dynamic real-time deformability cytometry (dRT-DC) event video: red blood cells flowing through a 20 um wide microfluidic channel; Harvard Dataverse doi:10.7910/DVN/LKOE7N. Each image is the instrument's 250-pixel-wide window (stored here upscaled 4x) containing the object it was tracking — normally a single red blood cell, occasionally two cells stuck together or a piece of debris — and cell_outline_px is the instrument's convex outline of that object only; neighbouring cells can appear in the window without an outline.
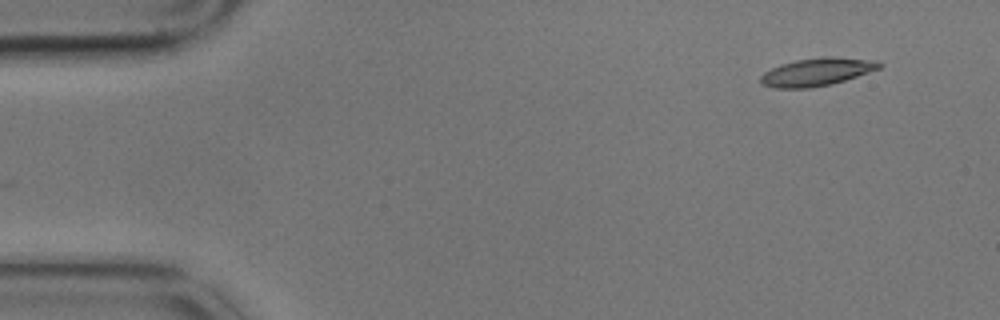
{"species": "common noctule bat (a hibernating species)", "species_latin": "Nyctalus noctula", "temperature_condition": "cold", "stored_images_in_passage": 15, "camera_frame_rate_fps": 3000, "um_per_image_px": 0.085, "animal": {"sex": "male", "body_mass_g": 17.9}, "frame": {"image": 1, "passage_image": 1, "time_ms": 0.0, "image_size_px": [1000, 320], "cell_outline_px": [[884, 64], [880, 68], [832, 84], [808, 88], [776, 88], [760, 84], [760, 76], [764, 72], [780, 64], [796, 60], [824, 56], [832, 56], [880, 60]], "centroid_in_image_um": [69.45, 6.1], "position_along_channel_um": 15.6, "area_um2": 19.42}}
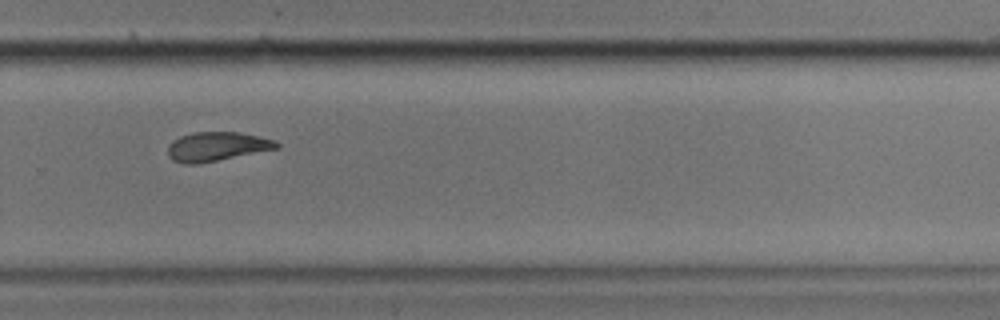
{"frame": {"image": 2, "passage_image": 10, "time_ms": 3.0, "image_size_px": [1000, 320], "cell_outline_px": [[280, 148], [196, 164], [184, 164], [172, 160], [168, 156], [168, 144], [172, 140], [180, 136], [192, 132], [236, 132], [256, 136], [272, 140], [280, 144]], "centroid_in_image_um": [18.37, 12.46], "position_along_channel_um": 311.4, "area_um2": 18.32}}
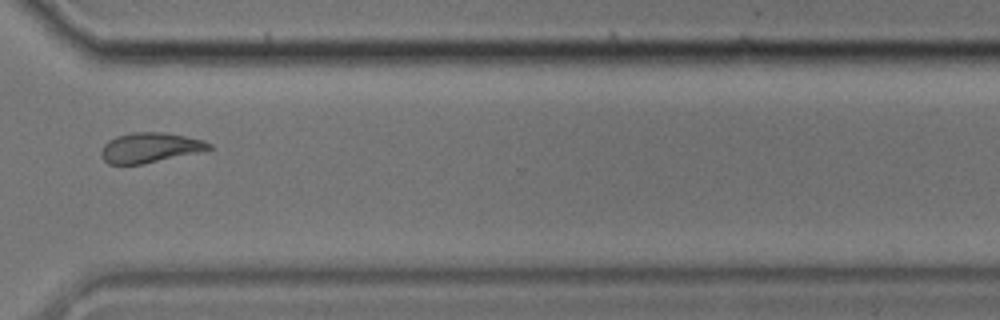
{"frame": {"image": 3, "passage_image": 11, "time_ms": 3.333, "image_size_px": [1000, 320], "cell_outline_px": [[212, 148], [204, 152], [144, 164], [108, 164], [104, 160], [100, 152], [104, 144], [108, 140], [116, 136], [132, 132], [164, 132], [204, 140], [212, 144]], "centroid_in_image_um": [12.79, 12.56], "position_along_channel_um": 357.8, "area_um2": 19.13}}